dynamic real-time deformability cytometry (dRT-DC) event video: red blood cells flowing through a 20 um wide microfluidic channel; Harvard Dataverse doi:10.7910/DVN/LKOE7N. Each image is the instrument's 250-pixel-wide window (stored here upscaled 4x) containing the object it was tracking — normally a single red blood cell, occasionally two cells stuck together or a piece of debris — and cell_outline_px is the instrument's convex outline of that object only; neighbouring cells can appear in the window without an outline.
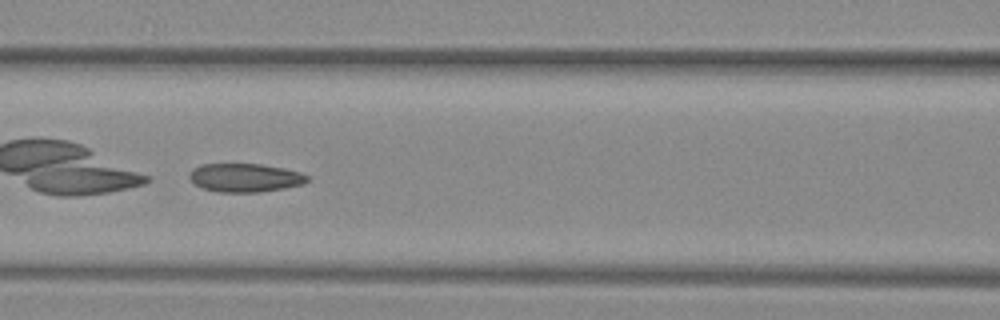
{"species": "common noctule bat (a hibernating species)", "species_latin": "Nyctalus noctula", "temperature_condition": "warm", "stored_images_in_passage": 48, "camera_frame_rate_fps": 3000, "um_per_image_px": 0.085, "animal": {"sex": "female", "body_mass_g": 29.2, "forearm_length_mm": 56.3}, "frame": {"image": 1, "passage_image": 21, "time_ms": 6.667, "image_size_px": [1000, 320], "cell_outline_px": [[308, 180], [304, 184], [284, 188], [260, 192], [216, 192], [200, 188], [188, 176], [192, 168], [200, 164], [260, 164], [284, 168], [300, 172], [308, 176]], "centroid_in_image_um": [20.81, 15.1], "position_along_channel_um": 145.8, "area_um2": 19.71}}